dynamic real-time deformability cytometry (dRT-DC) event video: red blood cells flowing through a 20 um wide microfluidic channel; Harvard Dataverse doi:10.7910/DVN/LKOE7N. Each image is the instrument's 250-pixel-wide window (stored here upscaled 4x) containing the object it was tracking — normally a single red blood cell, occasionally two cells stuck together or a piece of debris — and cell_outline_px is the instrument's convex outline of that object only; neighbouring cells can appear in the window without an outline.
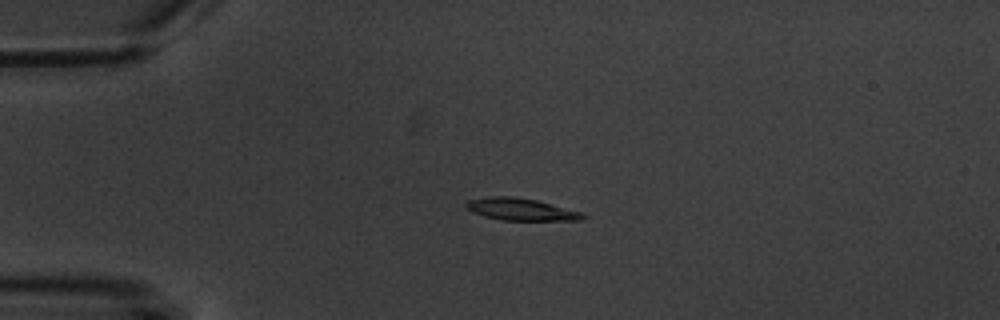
{"species": "common noctule bat (a hibernating species)", "species_latin": "Nyctalus noctula", "temperature_condition": "warm", "stored_images_in_passage": 5, "camera_frame_rate_fps": 3000, "um_per_image_px": 0.085, "animal": {"sex": "male", "body_mass_g": 20.1, "forearm_length_mm": 53.5}, "frame": {"image": 1, "passage_image": 3, "time_ms": 2.333, "image_size_px": [1000, 320], "cell_outline_px": [[588, 216], [580, 220], [500, 220], [484, 216], [472, 212], [464, 204], [468, 200], [488, 196], [512, 196], [536, 200], [580, 212]], "centroid_in_image_um": [44.23, 17.79], "position_along_channel_um": 40.8, "area_um2": 14.91}}